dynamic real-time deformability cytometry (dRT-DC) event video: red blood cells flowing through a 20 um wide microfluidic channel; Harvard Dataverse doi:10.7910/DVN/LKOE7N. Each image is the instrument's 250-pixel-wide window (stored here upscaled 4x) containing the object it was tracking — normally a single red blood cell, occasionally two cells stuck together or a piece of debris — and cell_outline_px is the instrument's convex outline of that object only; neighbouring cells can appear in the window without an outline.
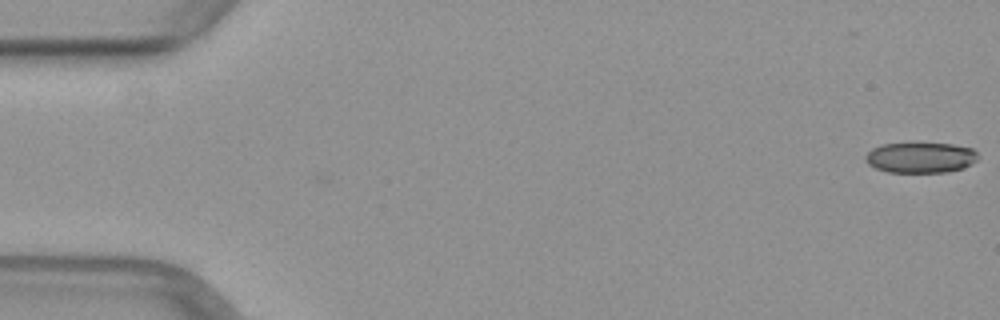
{"species": "common noctule bat (a hibernating species)", "species_latin": "Nyctalus noctula", "temperature_condition": "warm", "stored_images_in_passage": 16, "camera_frame_rate_fps": 3000, "um_per_image_px": 0.085, "animal": {"sex": "female", "body_mass_g": 29.2, "forearm_length_mm": 56.3}, "frame": {"image": 1, "passage_image": 1, "time_ms": 0.0, "image_size_px": [1000, 320], "cell_outline_px": [[976, 160], [972, 164], [964, 168], [948, 172], [888, 172], [876, 168], [868, 164], [864, 160], [864, 156], [872, 148], [880, 144], [952, 144], [972, 148], [976, 152]], "centroid_in_image_um": [78.22, 13.4], "position_along_channel_um": 6.8, "area_um2": 19.94}}
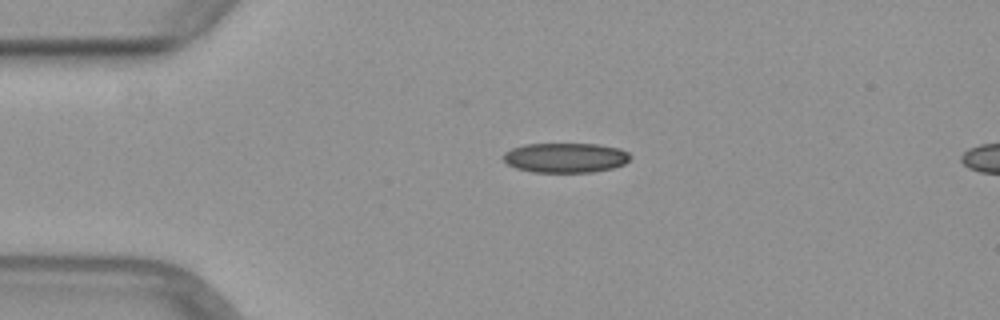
{"frame": {"image": 2, "passage_image": 12, "time_ms": 3.667, "image_size_px": [1000, 320], "cell_outline_px": [[632, 156], [624, 164], [612, 168], [592, 172], [532, 172], [516, 168], [508, 164], [504, 160], [504, 152], [512, 148], [524, 144], [596, 144], [620, 148], [628, 152]], "centroid_in_image_um": [48.07, 13.4], "position_along_channel_um": 36.9, "area_um2": 22.02}}